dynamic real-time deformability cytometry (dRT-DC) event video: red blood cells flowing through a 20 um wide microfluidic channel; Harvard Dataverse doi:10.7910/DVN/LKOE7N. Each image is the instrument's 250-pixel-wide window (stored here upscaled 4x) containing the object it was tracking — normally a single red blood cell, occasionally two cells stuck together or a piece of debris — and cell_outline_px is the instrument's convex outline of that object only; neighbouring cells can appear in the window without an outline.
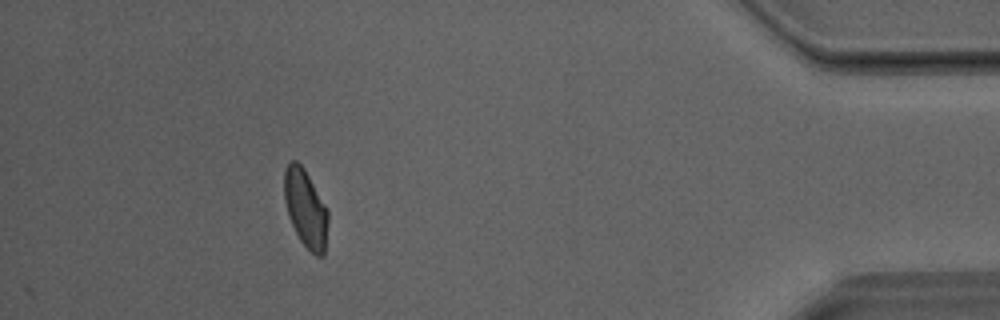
{"species": "Egyptian fruit bat (a non-hibernating species)", "species_latin": "Rousettus aegyptiacus", "temperature_condition": "room temperature", "stored_images_in_passage": 27, "camera_frame_rate_fps": 3000, "um_per_image_px": 0.085, "animal": {"sex": "male"}, "frame": {"image": 1, "passage_image": 27, "time_ms": 8.667, "image_size_px": [1000, 320], "cell_outline_px": [[328, 224], [324, 256], [316, 256], [300, 240], [288, 216], [284, 200], [284, 172], [288, 164], [292, 160], [296, 160], [304, 168], [328, 208]], "centroid_in_image_um": [25.99, 17.71], "position_along_channel_um": 409.2, "area_um2": 19.94}}